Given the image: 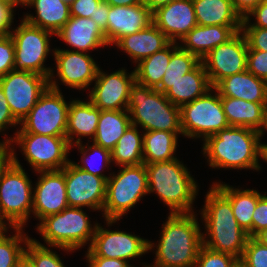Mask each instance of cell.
Returning a JSON list of instances; mask_svg holds the SVG:
<instances>
[{
	"label": "cell",
	"mask_w": 267,
	"mask_h": 267,
	"mask_svg": "<svg viewBox=\"0 0 267 267\" xmlns=\"http://www.w3.org/2000/svg\"><path fill=\"white\" fill-rule=\"evenodd\" d=\"M76 146L79 147L78 149L80 150V153L82 154L81 162H82L83 165L82 164L79 165V164L73 162L75 164V166L78 167L79 169L83 170V171H86V172H88L90 174H93V175H96V176H99V177H103V178H105L107 180L109 177L103 175L101 173V169H103L104 166L107 167L112 162L111 161V152L109 150H107V149H104L101 146H98V145L94 144V143H93L92 146H88V145L87 146H85V145L83 146L82 143L76 144ZM88 151H90V152L93 151L92 153H89V155L90 154L93 155V156L92 155L89 156L90 159L87 156V152ZM94 157H96V158H94ZM93 160H94V162L97 161V160L98 161L102 160V162L104 164L102 166H100L101 168L100 167L97 168V166L94 167L96 163L94 164ZM97 164H99V163L97 162Z\"/></svg>",
	"instance_id": "obj_38"
},
{
	"label": "cell",
	"mask_w": 267,
	"mask_h": 267,
	"mask_svg": "<svg viewBox=\"0 0 267 267\" xmlns=\"http://www.w3.org/2000/svg\"><path fill=\"white\" fill-rule=\"evenodd\" d=\"M221 103L230 126L262 131L267 104L248 102L232 97H221Z\"/></svg>",
	"instance_id": "obj_27"
},
{
	"label": "cell",
	"mask_w": 267,
	"mask_h": 267,
	"mask_svg": "<svg viewBox=\"0 0 267 267\" xmlns=\"http://www.w3.org/2000/svg\"><path fill=\"white\" fill-rule=\"evenodd\" d=\"M40 178L33 192L32 212L40 221L68 207L65 167L61 170L38 171Z\"/></svg>",
	"instance_id": "obj_18"
},
{
	"label": "cell",
	"mask_w": 267,
	"mask_h": 267,
	"mask_svg": "<svg viewBox=\"0 0 267 267\" xmlns=\"http://www.w3.org/2000/svg\"><path fill=\"white\" fill-rule=\"evenodd\" d=\"M250 16H254L256 22L249 24ZM241 27H259L267 28V0L262 1L257 7H255L250 13L242 19Z\"/></svg>",
	"instance_id": "obj_47"
},
{
	"label": "cell",
	"mask_w": 267,
	"mask_h": 267,
	"mask_svg": "<svg viewBox=\"0 0 267 267\" xmlns=\"http://www.w3.org/2000/svg\"><path fill=\"white\" fill-rule=\"evenodd\" d=\"M100 112L90 101L73 100L70 102L68 110L66 138L72 148L75 144L81 143L80 137L90 136L94 139L97 125L99 122ZM77 140L74 141V136ZM79 136V138H78ZM73 140V141H72Z\"/></svg>",
	"instance_id": "obj_26"
},
{
	"label": "cell",
	"mask_w": 267,
	"mask_h": 267,
	"mask_svg": "<svg viewBox=\"0 0 267 267\" xmlns=\"http://www.w3.org/2000/svg\"><path fill=\"white\" fill-rule=\"evenodd\" d=\"M234 10L243 19L264 0H231Z\"/></svg>",
	"instance_id": "obj_53"
},
{
	"label": "cell",
	"mask_w": 267,
	"mask_h": 267,
	"mask_svg": "<svg viewBox=\"0 0 267 267\" xmlns=\"http://www.w3.org/2000/svg\"><path fill=\"white\" fill-rule=\"evenodd\" d=\"M86 257H104L128 261L142 256L154 247L149 240L123 231H110L97 223Z\"/></svg>",
	"instance_id": "obj_14"
},
{
	"label": "cell",
	"mask_w": 267,
	"mask_h": 267,
	"mask_svg": "<svg viewBox=\"0 0 267 267\" xmlns=\"http://www.w3.org/2000/svg\"><path fill=\"white\" fill-rule=\"evenodd\" d=\"M176 43L170 42L165 48L142 59L134 70L136 81L156 89L161 83L172 53L179 47Z\"/></svg>",
	"instance_id": "obj_34"
},
{
	"label": "cell",
	"mask_w": 267,
	"mask_h": 267,
	"mask_svg": "<svg viewBox=\"0 0 267 267\" xmlns=\"http://www.w3.org/2000/svg\"><path fill=\"white\" fill-rule=\"evenodd\" d=\"M143 3L152 11H156L158 8L165 6L173 0H142Z\"/></svg>",
	"instance_id": "obj_54"
},
{
	"label": "cell",
	"mask_w": 267,
	"mask_h": 267,
	"mask_svg": "<svg viewBox=\"0 0 267 267\" xmlns=\"http://www.w3.org/2000/svg\"><path fill=\"white\" fill-rule=\"evenodd\" d=\"M15 69L14 42L11 35H0V78Z\"/></svg>",
	"instance_id": "obj_42"
},
{
	"label": "cell",
	"mask_w": 267,
	"mask_h": 267,
	"mask_svg": "<svg viewBox=\"0 0 267 267\" xmlns=\"http://www.w3.org/2000/svg\"><path fill=\"white\" fill-rule=\"evenodd\" d=\"M90 267H133L129 262L121 259L104 257H86Z\"/></svg>",
	"instance_id": "obj_51"
},
{
	"label": "cell",
	"mask_w": 267,
	"mask_h": 267,
	"mask_svg": "<svg viewBox=\"0 0 267 267\" xmlns=\"http://www.w3.org/2000/svg\"><path fill=\"white\" fill-rule=\"evenodd\" d=\"M145 267H162V266L154 265V264H153V265H149V266L146 265Z\"/></svg>",
	"instance_id": "obj_64"
},
{
	"label": "cell",
	"mask_w": 267,
	"mask_h": 267,
	"mask_svg": "<svg viewBox=\"0 0 267 267\" xmlns=\"http://www.w3.org/2000/svg\"><path fill=\"white\" fill-rule=\"evenodd\" d=\"M153 23V12L142 2L133 6H110L107 31L104 33L108 45L121 38L139 32Z\"/></svg>",
	"instance_id": "obj_20"
},
{
	"label": "cell",
	"mask_w": 267,
	"mask_h": 267,
	"mask_svg": "<svg viewBox=\"0 0 267 267\" xmlns=\"http://www.w3.org/2000/svg\"><path fill=\"white\" fill-rule=\"evenodd\" d=\"M127 111L131 124L140 125L145 131L182 132L180 107L162 92L136 80L130 88Z\"/></svg>",
	"instance_id": "obj_5"
},
{
	"label": "cell",
	"mask_w": 267,
	"mask_h": 267,
	"mask_svg": "<svg viewBox=\"0 0 267 267\" xmlns=\"http://www.w3.org/2000/svg\"><path fill=\"white\" fill-rule=\"evenodd\" d=\"M262 145V156L261 158L267 162V144H261Z\"/></svg>",
	"instance_id": "obj_60"
},
{
	"label": "cell",
	"mask_w": 267,
	"mask_h": 267,
	"mask_svg": "<svg viewBox=\"0 0 267 267\" xmlns=\"http://www.w3.org/2000/svg\"><path fill=\"white\" fill-rule=\"evenodd\" d=\"M153 23L176 42L186 36L197 24L192 0H173L153 12Z\"/></svg>",
	"instance_id": "obj_21"
},
{
	"label": "cell",
	"mask_w": 267,
	"mask_h": 267,
	"mask_svg": "<svg viewBox=\"0 0 267 267\" xmlns=\"http://www.w3.org/2000/svg\"><path fill=\"white\" fill-rule=\"evenodd\" d=\"M260 137L256 130L229 126L206 138L202 149L210 167L259 170Z\"/></svg>",
	"instance_id": "obj_1"
},
{
	"label": "cell",
	"mask_w": 267,
	"mask_h": 267,
	"mask_svg": "<svg viewBox=\"0 0 267 267\" xmlns=\"http://www.w3.org/2000/svg\"><path fill=\"white\" fill-rule=\"evenodd\" d=\"M244 34L248 50L267 51V28L259 27H241Z\"/></svg>",
	"instance_id": "obj_44"
},
{
	"label": "cell",
	"mask_w": 267,
	"mask_h": 267,
	"mask_svg": "<svg viewBox=\"0 0 267 267\" xmlns=\"http://www.w3.org/2000/svg\"><path fill=\"white\" fill-rule=\"evenodd\" d=\"M247 70L267 82V51L248 50Z\"/></svg>",
	"instance_id": "obj_43"
},
{
	"label": "cell",
	"mask_w": 267,
	"mask_h": 267,
	"mask_svg": "<svg viewBox=\"0 0 267 267\" xmlns=\"http://www.w3.org/2000/svg\"><path fill=\"white\" fill-rule=\"evenodd\" d=\"M56 35L73 49H78V52H88L108 45L104 33L91 18L70 16Z\"/></svg>",
	"instance_id": "obj_23"
},
{
	"label": "cell",
	"mask_w": 267,
	"mask_h": 267,
	"mask_svg": "<svg viewBox=\"0 0 267 267\" xmlns=\"http://www.w3.org/2000/svg\"><path fill=\"white\" fill-rule=\"evenodd\" d=\"M236 258L202 245L194 267H231Z\"/></svg>",
	"instance_id": "obj_40"
},
{
	"label": "cell",
	"mask_w": 267,
	"mask_h": 267,
	"mask_svg": "<svg viewBox=\"0 0 267 267\" xmlns=\"http://www.w3.org/2000/svg\"><path fill=\"white\" fill-rule=\"evenodd\" d=\"M138 126L130 125L111 151V161L118 166L143 164V134Z\"/></svg>",
	"instance_id": "obj_35"
},
{
	"label": "cell",
	"mask_w": 267,
	"mask_h": 267,
	"mask_svg": "<svg viewBox=\"0 0 267 267\" xmlns=\"http://www.w3.org/2000/svg\"><path fill=\"white\" fill-rule=\"evenodd\" d=\"M53 76L49 86L41 94L35 106L20 123L16 133H34L46 136L66 137L68 110L70 102L64 100Z\"/></svg>",
	"instance_id": "obj_8"
},
{
	"label": "cell",
	"mask_w": 267,
	"mask_h": 267,
	"mask_svg": "<svg viewBox=\"0 0 267 267\" xmlns=\"http://www.w3.org/2000/svg\"><path fill=\"white\" fill-rule=\"evenodd\" d=\"M23 228H14L15 235L6 236V232L0 233V267H18L20 262L25 258V245L29 241L28 235H24Z\"/></svg>",
	"instance_id": "obj_37"
},
{
	"label": "cell",
	"mask_w": 267,
	"mask_h": 267,
	"mask_svg": "<svg viewBox=\"0 0 267 267\" xmlns=\"http://www.w3.org/2000/svg\"><path fill=\"white\" fill-rule=\"evenodd\" d=\"M130 125L127 110H101L93 143L111 152Z\"/></svg>",
	"instance_id": "obj_32"
},
{
	"label": "cell",
	"mask_w": 267,
	"mask_h": 267,
	"mask_svg": "<svg viewBox=\"0 0 267 267\" xmlns=\"http://www.w3.org/2000/svg\"><path fill=\"white\" fill-rule=\"evenodd\" d=\"M212 88L202 61L183 75L165 93L166 98L176 106L194 101Z\"/></svg>",
	"instance_id": "obj_28"
},
{
	"label": "cell",
	"mask_w": 267,
	"mask_h": 267,
	"mask_svg": "<svg viewBox=\"0 0 267 267\" xmlns=\"http://www.w3.org/2000/svg\"><path fill=\"white\" fill-rule=\"evenodd\" d=\"M102 0H74L70 5V16L90 18L94 17L96 7Z\"/></svg>",
	"instance_id": "obj_46"
},
{
	"label": "cell",
	"mask_w": 267,
	"mask_h": 267,
	"mask_svg": "<svg viewBox=\"0 0 267 267\" xmlns=\"http://www.w3.org/2000/svg\"><path fill=\"white\" fill-rule=\"evenodd\" d=\"M198 25L241 26L231 0H192Z\"/></svg>",
	"instance_id": "obj_31"
},
{
	"label": "cell",
	"mask_w": 267,
	"mask_h": 267,
	"mask_svg": "<svg viewBox=\"0 0 267 267\" xmlns=\"http://www.w3.org/2000/svg\"><path fill=\"white\" fill-rule=\"evenodd\" d=\"M231 267H249L248 264L242 258H236Z\"/></svg>",
	"instance_id": "obj_57"
},
{
	"label": "cell",
	"mask_w": 267,
	"mask_h": 267,
	"mask_svg": "<svg viewBox=\"0 0 267 267\" xmlns=\"http://www.w3.org/2000/svg\"><path fill=\"white\" fill-rule=\"evenodd\" d=\"M64 1L66 4L70 5L74 0H62Z\"/></svg>",
	"instance_id": "obj_63"
},
{
	"label": "cell",
	"mask_w": 267,
	"mask_h": 267,
	"mask_svg": "<svg viewBox=\"0 0 267 267\" xmlns=\"http://www.w3.org/2000/svg\"><path fill=\"white\" fill-rule=\"evenodd\" d=\"M248 44L239 31L228 42L211 50L201 61L214 88L222 79L247 70Z\"/></svg>",
	"instance_id": "obj_15"
},
{
	"label": "cell",
	"mask_w": 267,
	"mask_h": 267,
	"mask_svg": "<svg viewBox=\"0 0 267 267\" xmlns=\"http://www.w3.org/2000/svg\"><path fill=\"white\" fill-rule=\"evenodd\" d=\"M5 142L16 143L25 154L26 161L38 171L63 169L70 160L67 158L71 146L66 137L46 136L34 133H15Z\"/></svg>",
	"instance_id": "obj_12"
},
{
	"label": "cell",
	"mask_w": 267,
	"mask_h": 267,
	"mask_svg": "<svg viewBox=\"0 0 267 267\" xmlns=\"http://www.w3.org/2000/svg\"><path fill=\"white\" fill-rule=\"evenodd\" d=\"M18 267H33V265L26 259L24 258Z\"/></svg>",
	"instance_id": "obj_61"
},
{
	"label": "cell",
	"mask_w": 267,
	"mask_h": 267,
	"mask_svg": "<svg viewBox=\"0 0 267 267\" xmlns=\"http://www.w3.org/2000/svg\"><path fill=\"white\" fill-rule=\"evenodd\" d=\"M36 16L26 14L23 18L32 26L57 34L70 19L69 5L62 0H34Z\"/></svg>",
	"instance_id": "obj_29"
},
{
	"label": "cell",
	"mask_w": 267,
	"mask_h": 267,
	"mask_svg": "<svg viewBox=\"0 0 267 267\" xmlns=\"http://www.w3.org/2000/svg\"><path fill=\"white\" fill-rule=\"evenodd\" d=\"M148 194L145 164L123 166L117 175L107 179L104 218L109 225L119 221L130 208Z\"/></svg>",
	"instance_id": "obj_7"
},
{
	"label": "cell",
	"mask_w": 267,
	"mask_h": 267,
	"mask_svg": "<svg viewBox=\"0 0 267 267\" xmlns=\"http://www.w3.org/2000/svg\"><path fill=\"white\" fill-rule=\"evenodd\" d=\"M10 146L11 144L8 142H0V180L3 174L14 163V149Z\"/></svg>",
	"instance_id": "obj_50"
},
{
	"label": "cell",
	"mask_w": 267,
	"mask_h": 267,
	"mask_svg": "<svg viewBox=\"0 0 267 267\" xmlns=\"http://www.w3.org/2000/svg\"><path fill=\"white\" fill-rule=\"evenodd\" d=\"M0 2H13V0H0Z\"/></svg>",
	"instance_id": "obj_65"
},
{
	"label": "cell",
	"mask_w": 267,
	"mask_h": 267,
	"mask_svg": "<svg viewBox=\"0 0 267 267\" xmlns=\"http://www.w3.org/2000/svg\"><path fill=\"white\" fill-rule=\"evenodd\" d=\"M25 246V258L33 267H65L59 255L39 241L30 238Z\"/></svg>",
	"instance_id": "obj_39"
},
{
	"label": "cell",
	"mask_w": 267,
	"mask_h": 267,
	"mask_svg": "<svg viewBox=\"0 0 267 267\" xmlns=\"http://www.w3.org/2000/svg\"><path fill=\"white\" fill-rule=\"evenodd\" d=\"M182 132L145 131L143 133V164L176 159L178 135Z\"/></svg>",
	"instance_id": "obj_33"
},
{
	"label": "cell",
	"mask_w": 267,
	"mask_h": 267,
	"mask_svg": "<svg viewBox=\"0 0 267 267\" xmlns=\"http://www.w3.org/2000/svg\"><path fill=\"white\" fill-rule=\"evenodd\" d=\"M239 31L241 26L196 25L181 41L183 50L202 60L215 47L228 42Z\"/></svg>",
	"instance_id": "obj_22"
},
{
	"label": "cell",
	"mask_w": 267,
	"mask_h": 267,
	"mask_svg": "<svg viewBox=\"0 0 267 267\" xmlns=\"http://www.w3.org/2000/svg\"><path fill=\"white\" fill-rule=\"evenodd\" d=\"M0 86L12 115L21 123L48 88L49 79L30 71L14 69L0 78Z\"/></svg>",
	"instance_id": "obj_13"
},
{
	"label": "cell",
	"mask_w": 267,
	"mask_h": 267,
	"mask_svg": "<svg viewBox=\"0 0 267 267\" xmlns=\"http://www.w3.org/2000/svg\"><path fill=\"white\" fill-rule=\"evenodd\" d=\"M18 124L20 123L12 115L7 99L0 86V132L8 128L7 126H16Z\"/></svg>",
	"instance_id": "obj_49"
},
{
	"label": "cell",
	"mask_w": 267,
	"mask_h": 267,
	"mask_svg": "<svg viewBox=\"0 0 267 267\" xmlns=\"http://www.w3.org/2000/svg\"><path fill=\"white\" fill-rule=\"evenodd\" d=\"M202 210L206 234L209 236L203 234V245L242 258L249 236L236 221L230 201L213 184L206 194Z\"/></svg>",
	"instance_id": "obj_3"
},
{
	"label": "cell",
	"mask_w": 267,
	"mask_h": 267,
	"mask_svg": "<svg viewBox=\"0 0 267 267\" xmlns=\"http://www.w3.org/2000/svg\"><path fill=\"white\" fill-rule=\"evenodd\" d=\"M88 217L81 207H67L42 219L37 230L48 246L77 250L94 237L97 223L92 227Z\"/></svg>",
	"instance_id": "obj_6"
},
{
	"label": "cell",
	"mask_w": 267,
	"mask_h": 267,
	"mask_svg": "<svg viewBox=\"0 0 267 267\" xmlns=\"http://www.w3.org/2000/svg\"><path fill=\"white\" fill-rule=\"evenodd\" d=\"M4 219H6L4 216H3V213L1 211V208H0V233L1 232H7V224L5 221H3Z\"/></svg>",
	"instance_id": "obj_58"
},
{
	"label": "cell",
	"mask_w": 267,
	"mask_h": 267,
	"mask_svg": "<svg viewBox=\"0 0 267 267\" xmlns=\"http://www.w3.org/2000/svg\"><path fill=\"white\" fill-rule=\"evenodd\" d=\"M135 80V71L127 74L121 69L108 75L99 68L89 101L99 110H127L130 88Z\"/></svg>",
	"instance_id": "obj_17"
},
{
	"label": "cell",
	"mask_w": 267,
	"mask_h": 267,
	"mask_svg": "<svg viewBox=\"0 0 267 267\" xmlns=\"http://www.w3.org/2000/svg\"><path fill=\"white\" fill-rule=\"evenodd\" d=\"M10 35L14 42L16 70L30 71L48 79L53 76V70L44 65L50 51L49 38L53 33L32 26L23 19Z\"/></svg>",
	"instance_id": "obj_11"
},
{
	"label": "cell",
	"mask_w": 267,
	"mask_h": 267,
	"mask_svg": "<svg viewBox=\"0 0 267 267\" xmlns=\"http://www.w3.org/2000/svg\"><path fill=\"white\" fill-rule=\"evenodd\" d=\"M214 88L220 97L267 104V82L248 70L222 79Z\"/></svg>",
	"instance_id": "obj_24"
},
{
	"label": "cell",
	"mask_w": 267,
	"mask_h": 267,
	"mask_svg": "<svg viewBox=\"0 0 267 267\" xmlns=\"http://www.w3.org/2000/svg\"><path fill=\"white\" fill-rule=\"evenodd\" d=\"M108 13H109V4L102 0L100 4L96 7V12L94 13V17H90L97 23V26L101 29L103 33L107 31Z\"/></svg>",
	"instance_id": "obj_52"
},
{
	"label": "cell",
	"mask_w": 267,
	"mask_h": 267,
	"mask_svg": "<svg viewBox=\"0 0 267 267\" xmlns=\"http://www.w3.org/2000/svg\"><path fill=\"white\" fill-rule=\"evenodd\" d=\"M57 76L65 86L85 89L95 81L99 67L85 52L54 49Z\"/></svg>",
	"instance_id": "obj_19"
},
{
	"label": "cell",
	"mask_w": 267,
	"mask_h": 267,
	"mask_svg": "<svg viewBox=\"0 0 267 267\" xmlns=\"http://www.w3.org/2000/svg\"><path fill=\"white\" fill-rule=\"evenodd\" d=\"M110 6H133L142 3V0H103Z\"/></svg>",
	"instance_id": "obj_55"
},
{
	"label": "cell",
	"mask_w": 267,
	"mask_h": 267,
	"mask_svg": "<svg viewBox=\"0 0 267 267\" xmlns=\"http://www.w3.org/2000/svg\"><path fill=\"white\" fill-rule=\"evenodd\" d=\"M255 238L260 241L262 244L267 246V228L259 232Z\"/></svg>",
	"instance_id": "obj_56"
},
{
	"label": "cell",
	"mask_w": 267,
	"mask_h": 267,
	"mask_svg": "<svg viewBox=\"0 0 267 267\" xmlns=\"http://www.w3.org/2000/svg\"><path fill=\"white\" fill-rule=\"evenodd\" d=\"M263 129H265V131L267 130V110H266V113H265L264 125H263V128H262V131L260 132V136H263V132H264Z\"/></svg>",
	"instance_id": "obj_62"
},
{
	"label": "cell",
	"mask_w": 267,
	"mask_h": 267,
	"mask_svg": "<svg viewBox=\"0 0 267 267\" xmlns=\"http://www.w3.org/2000/svg\"><path fill=\"white\" fill-rule=\"evenodd\" d=\"M169 214L156 246L154 265L194 267L203 245V233L196 216L194 212Z\"/></svg>",
	"instance_id": "obj_2"
},
{
	"label": "cell",
	"mask_w": 267,
	"mask_h": 267,
	"mask_svg": "<svg viewBox=\"0 0 267 267\" xmlns=\"http://www.w3.org/2000/svg\"><path fill=\"white\" fill-rule=\"evenodd\" d=\"M267 228V196L262 195L252 215V237Z\"/></svg>",
	"instance_id": "obj_45"
},
{
	"label": "cell",
	"mask_w": 267,
	"mask_h": 267,
	"mask_svg": "<svg viewBox=\"0 0 267 267\" xmlns=\"http://www.w3.org/2000/svg\"><path fill=\"white\" fill-rule=\"evenodd\" d=\"M13 2H0V35H9L11 33L10 27L14 19Z\"/></svg>",
	"instance_id": "obj_48"
},
{
	"label": "cell",
	"mask_w": 267,
	"mask_h": 267,
	"mask_svg": "<svg viewBox=\"0 0 267 267\" xmlns=\"http://www.w3.org/2000/svg\"><path fill=\"white\" fill-rule=\"evenodd\" d=\"M68 207H90L102 210L106 200L107 180L83 171L70 161L65 166Z\"/></svg>",
	"instance_id": "obj_16"
},
{
	"label": "cell",
	"mask_w": 267,
	"mask_h": 267,
	"mask_svg": "<svg viewBox=\"0 0 267 267\" xmlns=\"http://www.w3.org/2000/svg\"><path fill=\"white\" fill-rule=\"evenodd\" d=\"M177 158L145 164L148 193L156 192L171 210L170 213H191L198 185L187 167Z\"/></svg>",
	"instance_id": "obj_4"
},
{
	"label": "cell",
	"mask_w": 267,
	"mask_h": 267,
	"mask_svg": "<svg viewBox=\"0 0 267 267\" xmlns=\"http://www.w3.org/2000/svg\"><path fill=\"white\" fill-rule=\"evenodd\" d=\"M170 42L168 37L152 23L139 32L121 38L115 46L124 50L137 64L165 48Z\"/></svg>",
	"instance_id": "obj_25"
},
{
	"label": "cell",
	"mask_w": 267,
	"mask_h": 267,
	"mask_svg": "<svg viewBox=\"0 0 267 267\" xmlns=\"http://www.w3.org/2000/svg\"><path fill=\"white\" fill-rule=\"evenodd\" d=\"M13 155L14 163L0 180V208L9 228H23L32 213L34 188L15 152Z\"/></svg>",
	"instance_id": "obj_9"
},
{
	"label": "cell",
	"mask_w": 267,
	"mask_h": 267,
	"mask_svg": "<svg viewBox=\"0 0 267 267\" xmlns=\"http://www.w3.org/2000/svg\"><path fill=\"white\" fill-rule=\"evenodd\" d=\"M213 89L215 95H211ZM180 118L183 135L192 139L202 137L205 140L230 126L220 94L213 87L194 101L183 104L180 107Z\"/></svg>",
	"instance_id": "obj_10"
},
{
	"label": "cell",
	"mask_w": 267,
	"mask_h": 267,
	"mask_svg": "<svg viewBox=\"0 0 267 267\" xmlns=\"http://www.w3.org/2000/svg\"><path fill=\"white\" fill-rule=\"evenodd\" d=\"M200 62L201 60L197 56L179 46L172 53L161 83L156 89L165 94L172 87V84L186 73L192 71Z\"/></svg>",
	"instance_id": "obj_36"
},
{
	"label": "cell",
	"mask_w": 267,
	"mask_h": 267,
	"mask_svg": "<svg viewBox=\"0 0 267 267\" xmlns=\"http://www.w3.org/2000/svg\"><path fill=\"white\" fill-rule=\"evenodd\" d=\"M213 185L230 201L233 214L239 226L252 237V215L258 199L263 195L254 189H234L223 183Z\"/></svg>",
	"instance_id": "obj_30"
},
{
	"label": "cell",
	"mask_w": 267,
	"mask_h": 267,
	"mask_svg": "<svg viewBox=\"0 0 267 267\" xmlns=\"http://www.w3.org/2000/svg\"><path fill=\"white\" fill-rule=\"evenodd\" d=\"M242 259L249 267H267V246L255 237H249Z\"/></svg>",
	"instance_id": "obj_41"
},
{
	"label": "cell",
	"mask_w": 267,
	"mask_h": 267,
	"mask_svg": "<svg viewBox=\"0 0 267 267\" xmlns=\"http://www.w3.org/2000/svg\"><path fill=\"white\" fill-rule=\"evenodd\" d=\"M34 0H13V4L15 5V7L17 5H23V6H28L33 2Z\"/></svg>",
	"instance_id": "obj_59"
}]
</instances>
